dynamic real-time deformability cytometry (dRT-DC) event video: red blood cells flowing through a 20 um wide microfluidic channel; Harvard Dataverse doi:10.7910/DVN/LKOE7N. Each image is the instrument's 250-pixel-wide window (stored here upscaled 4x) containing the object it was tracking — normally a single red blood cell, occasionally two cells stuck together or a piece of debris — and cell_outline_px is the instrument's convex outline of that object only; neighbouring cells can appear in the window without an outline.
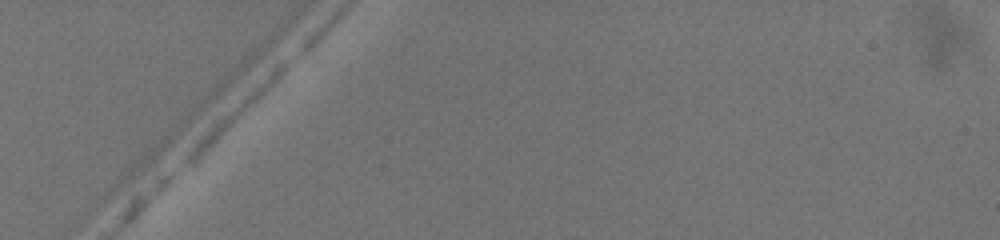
{"species": "common noctule bat (a hibernating species)", "species_latin": "Nyctalus noctula", "temperature_condition": "warm", "stored_images_in_passage": 2, "camera_frame_rate_fps": 3000, "um_per_image_px": 0.085, "animal": {"sex": "female", "body_mass_g": 19.5, "forearm_length_mm": 54.1}, "frame": {"image": 1, "passage_image": 1, "time_ms": 0.0, "image_size_px": [1000, 240], "cell_outline_px": [[296, 52], [292, 60], [232, 120], [188, 160], [180, 164], [180, 160], [196, 136], [212, 120], [252, 84], [280, 60]], "centroid_in_image_um": [19.92, 9.25], "position_along_channel_um": 65.1, "area_um2": 12.08}}